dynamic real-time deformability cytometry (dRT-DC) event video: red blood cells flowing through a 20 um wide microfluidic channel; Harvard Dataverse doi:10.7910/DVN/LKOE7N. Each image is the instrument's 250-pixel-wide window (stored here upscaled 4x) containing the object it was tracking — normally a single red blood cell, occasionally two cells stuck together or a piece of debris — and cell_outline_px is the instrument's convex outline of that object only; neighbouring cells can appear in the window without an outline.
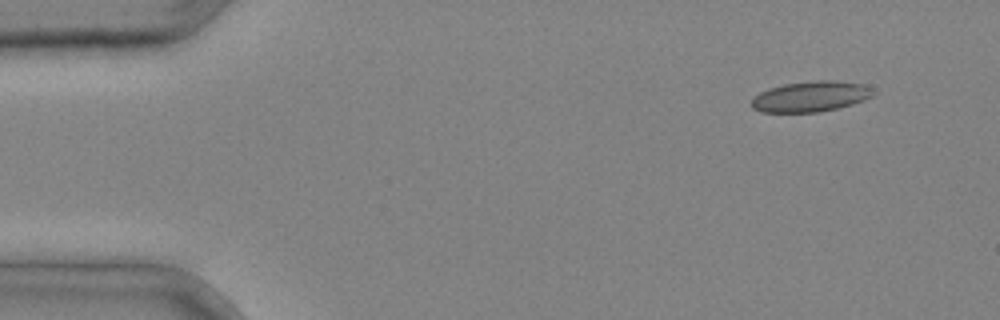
{"species": "common noctule bat (a hibernating species)", "species_latin": "Nyctalus noctula", "temperature_condition": "cold", "stored_images_in_passage": 3, "camera_frame_rate_fps": 3000, "um_per_image_px": 0.085, "animal": {"sex": "male", "body_mass_g": 20.4}, "frame": {"image": 1, "passage_image": 1, "time_ms": 0.0, "image_size_px": [1000, 320], "cell_outline_px": [[876, 92], [872, 96], [864, 100], [852, 104], [836, 108], [816, 112], [760, 112], [752, 108], [752, 100], [760, 92], [768, 88], [784, 84], [816, 80], [836, 80], [864, 84], [872, 88]], "centroid_in_image_um": [68.93, 8.19], "position_along_channel_um": 16.1, "area_um2": 21.68}}
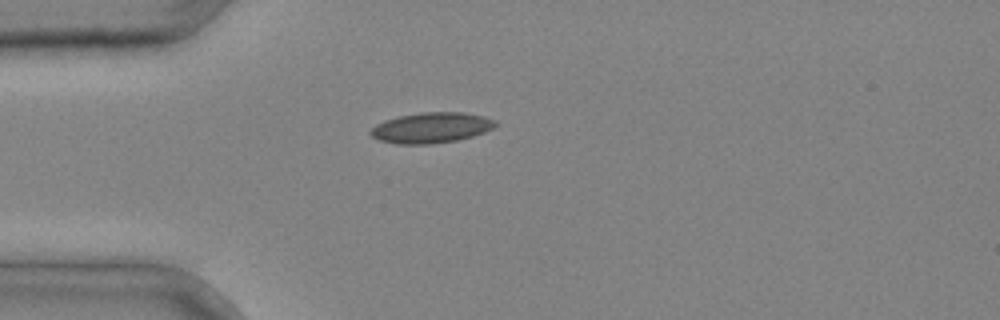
{"frame": {"image": 2, "passage_image": 3, "time_ms": 0.667, "image_size_px": [1000, 320], "cell_outline_px": [[500, 124], [484, 132], [472, 136], [456, 140], [432, 144], [396, 144], [380, 140], [372, 136], [368, 132], [376, 124], [384, 120], [400, 116], [420, 112], [464, 112], [484, 116], [496, 120]], "centroid_in_image_um": [36.67, 10.85], "position_along_channel_um": 48.3, "area_um2": 22.31}}